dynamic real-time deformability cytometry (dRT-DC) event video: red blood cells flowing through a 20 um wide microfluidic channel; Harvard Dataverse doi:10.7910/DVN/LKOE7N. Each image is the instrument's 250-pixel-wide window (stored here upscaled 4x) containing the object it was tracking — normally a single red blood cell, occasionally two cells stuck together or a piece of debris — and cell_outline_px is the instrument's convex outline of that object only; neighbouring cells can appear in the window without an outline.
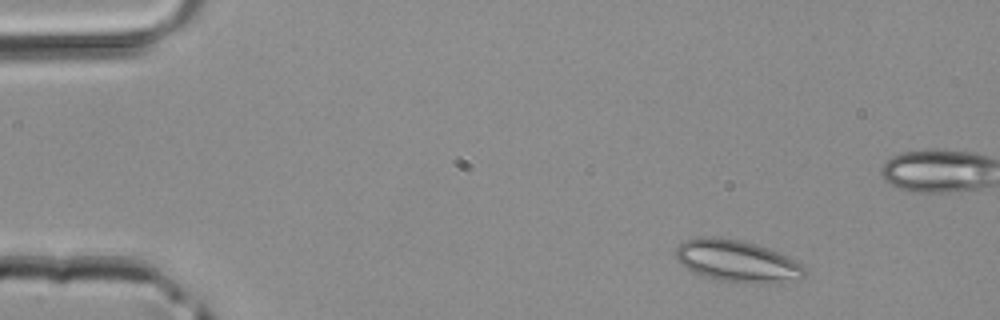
{"species": "common noctule bat (a hibernating species)", "species_latin": "Nyctalus noctula", "temperature_condition": "room temperature", "stored_images_in_passage": 3, "camera_frame_rate_fps": 3000, "um_per_image_px": 0.085, "animal": {"sex": "male", "body_mass_g": 20.4}, "frame": {"image": 1, "passage_image": 1, "time_ms": 0.0, "image_size_px": [1000, 320], "cell_outline_px": [[804, 276], [800, 280], [780, 284], [748, 284], [720, 280], [704, 276], [680, 264], [676, 260], [676, 248], [684, 240], [696, 236], [716, 236], [744, 240], [768, 248], [788, 256], [800, 264], [804, 268]], "centroid_in_image_um": [62.68, 22.2], "position_along_channel_um": 22.3, "area_um2": 32.08}}